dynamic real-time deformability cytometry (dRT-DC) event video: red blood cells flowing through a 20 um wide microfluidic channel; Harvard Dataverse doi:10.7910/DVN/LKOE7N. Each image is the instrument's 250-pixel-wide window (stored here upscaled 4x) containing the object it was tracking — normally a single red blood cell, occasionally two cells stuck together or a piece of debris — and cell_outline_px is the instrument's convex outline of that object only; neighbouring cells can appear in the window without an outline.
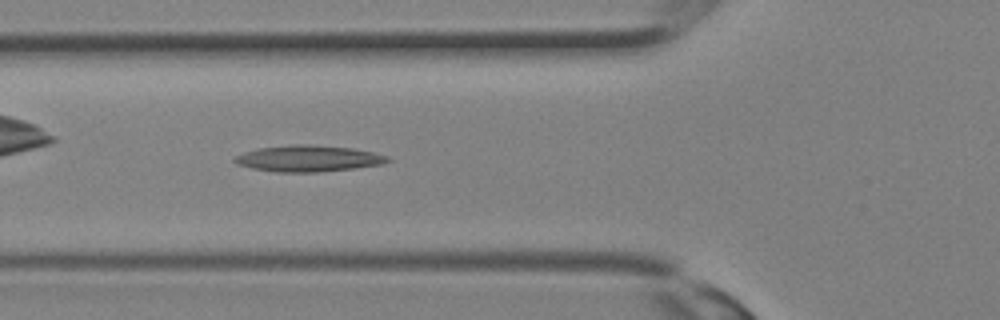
{"species": "Egyptian fruit bat (a non-hibernating species)", "species_latin": "Rousettus aegyptiacus", "temperature_condition": "room temperature", "stored_images_in_passage": 9, "camera_frame_rate_fps": 3000, "um_per_image_px": 0.085, "animal": {"sex": "female"}, "frame": {"image": 1, "passage_image": 9, "time_ms": 2.667, "image_size_px": [1000, 320], "cell_outline_px": [[392, 160], [380, 164], [356, 168], [316, 172], [276, 172], [252, 168], [236, 164], [232, 160], [236, 156], [244, 152], [260, 148], [292, 144], [304, 144], [352, 148], [372, 152], [388, 156]], "centroid_in_image_um": [26.19, 13.47], "position_along_channel_um": 99.6, "area_um2": 23.29}}